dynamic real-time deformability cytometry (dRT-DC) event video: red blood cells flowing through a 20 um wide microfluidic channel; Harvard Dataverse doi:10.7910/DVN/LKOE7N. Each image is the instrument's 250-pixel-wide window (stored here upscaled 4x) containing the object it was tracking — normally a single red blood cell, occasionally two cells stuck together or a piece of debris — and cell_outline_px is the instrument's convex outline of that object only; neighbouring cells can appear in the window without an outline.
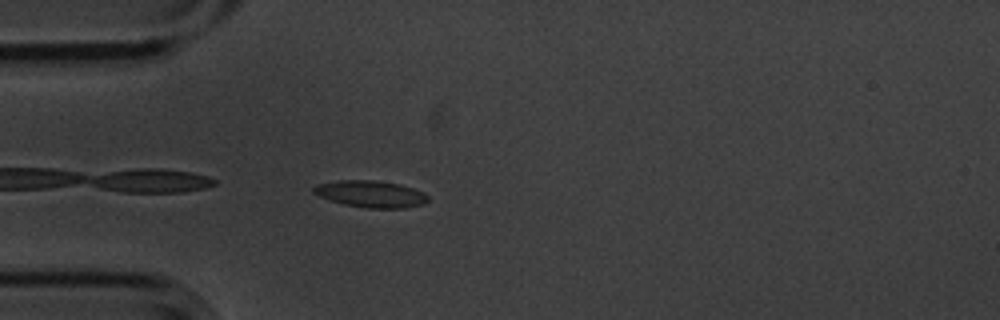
{"species": "common noctule bat (a hibernating species)", "species_latin": "Nyctalus noctula", "temperature_condition": "cold", "stored_images_in_passage": 18, "camera_frame_rate_fps": 3000, "um_per_image_px": 0.085, "animal": {"sex": "male", "body_mass_g": 20.1, "forearm_length_mm": 53.5}, "frame": {"image": 1, "passage_image": 1, "time_ms": 0.0, "image_size_px": [1000, 320], "cell_outline_px": [[428, 200], [424, 204], [404, 208], [364, 208], [344, 204], [320, 196], [312, 192], [312, 188], [316, 184], [336, 180], [372, 180], [400, 184], [424, 192], [428, 196]], "centroid_in_image_um": [31.51, 16.48], "position_along_channel_um": 53.5, "area_um2": 17.86}}
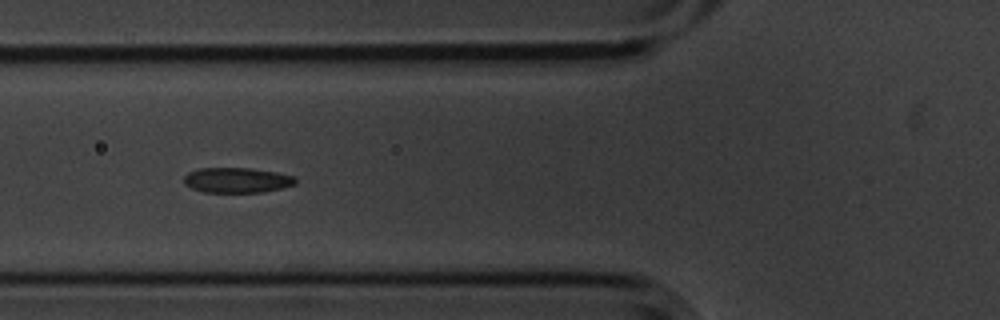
{"frame": {"image": 2, "passage_image": 6, "time_ms": 1.667, "image_size_px": [1000, 320], "cell_outline_px": [[296, 184], [280, 188], [260, 192], [204, 192], [192, 188], [184, 184], [184, 176], [188, 172], [196, 168], [252, 168], [276, 172], [296, 176]], "centroid_in_image_um": [20.12, 15.3], "position_along_channel_um": 105.7, "area_um2": 16.42}}
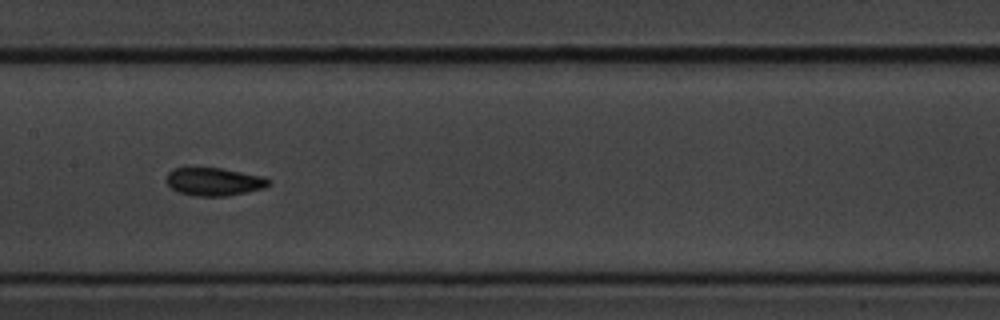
{"frame": {"image": 3, "passage_image": 13, "time_ms": 4.0, "image_size_px": [1000, 320], "cell_outline_px": [[272, 184], [264, 188], [248, 192], [228, 196], [196, 196], [176, 192], [168, 184], [168, 172], [172, 168], [220, 168], [264, 176], [272, 180]], "centroid_in_image_um": [18.25, 15.45], "position_along_channel_um": 189.1, "area_um2": 16.82}}